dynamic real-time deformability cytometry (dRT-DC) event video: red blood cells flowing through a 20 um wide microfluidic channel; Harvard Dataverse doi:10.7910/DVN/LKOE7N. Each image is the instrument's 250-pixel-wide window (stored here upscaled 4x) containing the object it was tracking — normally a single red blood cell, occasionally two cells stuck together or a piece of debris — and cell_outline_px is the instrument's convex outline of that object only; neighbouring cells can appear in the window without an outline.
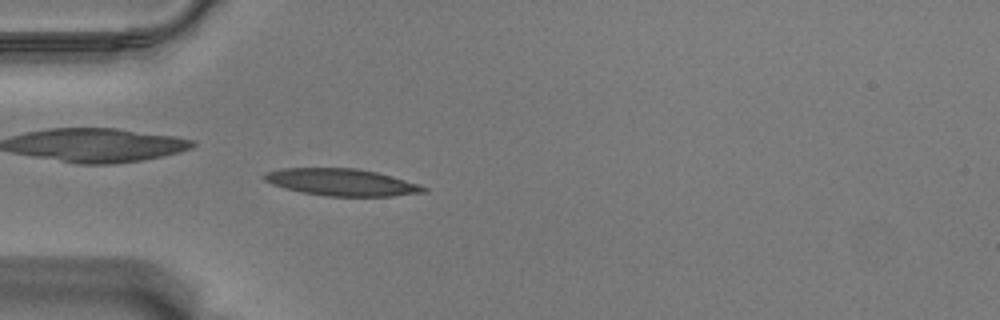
{"species": "Egyptian fruit bat (a non-hibernating species)", "species_latin": "Rousettus aegyptiacus", "temperature_condition": "warm", "stored_images_in_passage": 48, "camera_frame_rate_fps": 3000, "um_per_image_px": 0.085, "animal": {"sex": "male"}, "frame": {"image": 1, "passage_image": 8, "time_ms": 2.333, "image_size_px": [1000, 320], "cell_outline_px": [[428, 188], [424, 192], [392, 196], [324, 196], [300, 192], [284, 188], [272, 184], [264, 180], [264, 176], [268, 172], [280, 168], [356, 168], [376, 172], [420, 184]], "centroid_in_image_um": [29.03, 15.49], "position_along_channel_um": 56.0, "area_um2": 24.97}}
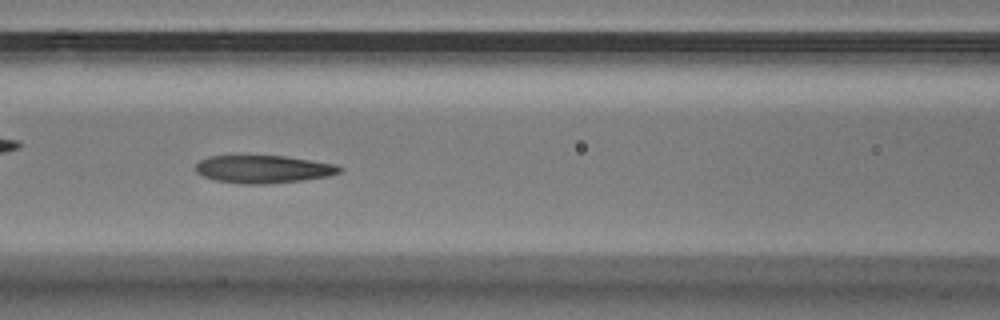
{"frame": {"image": 2, "passage_image": 16, "time_ms": 5.0, "image_size_px": [1000, 320], "cell_outline_px": [[344, 168], [340, 172], [328, 176], [300, 180], [264, 184], [240, 184], [216, 180], [204, 176], [196, 172], [196, 164], [200, 160], [208, 156], [248, 152], [284, 156], [336, 164]], "centroid_in_image_um": [22.32, 14.32], "position_along_channel_um": 144.3, "area_um2": 24.22}}
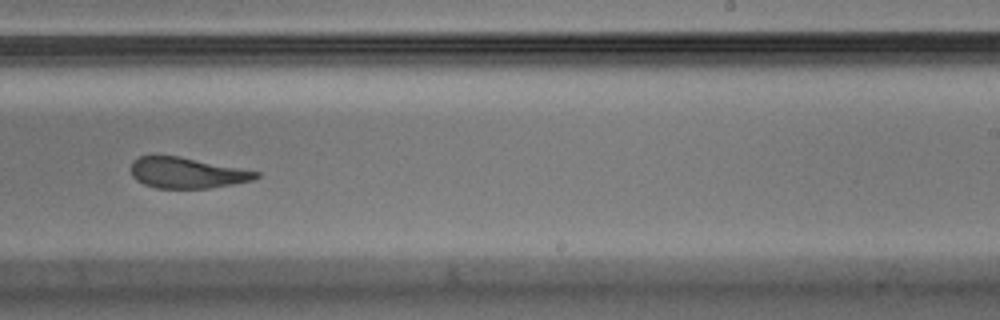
{"frame": {"image": 3, "passage_image": 27, "time_ms": 8.667, "image_size_px": [1000, 320], "cell_outline_px": [[260, 176], [252, 180], [232, 184], [208, 188], [156, 188], [144, 184], [136, 180], [132, 176], [132, 160], [140, 156], [180, 156], [260, 172]], "centroid_in_image_um": [15.88, 14.69], "position_along_channel_um": 273.1, "area_um2": 22.25}, "authors_computed_cell_mechanics": {"area_um2": 24.5361, "velocity_mm_per_s": 3.5251, "shape_relaxation_time_tau1_ms": 5.3492, "shape_relaxation_time_tau2_ms": 1.596, "deformation_change_tau1": 0.1701, "deformation_change_tau2": 0.1006}}